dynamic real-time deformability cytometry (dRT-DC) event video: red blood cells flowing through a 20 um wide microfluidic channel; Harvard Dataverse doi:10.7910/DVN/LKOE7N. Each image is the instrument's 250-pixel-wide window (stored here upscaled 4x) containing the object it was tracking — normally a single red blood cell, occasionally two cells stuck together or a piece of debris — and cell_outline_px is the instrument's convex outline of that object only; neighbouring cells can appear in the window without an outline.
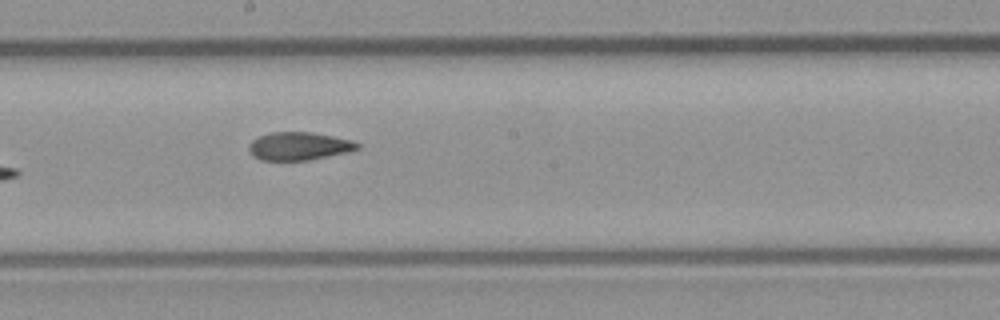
{"species": "common noctule bat (a hibernating species)", "species_latin": "Nyctalus noctula", "temperature_condition": "room temperature", "stored_images_in_passage": 10, "camera_frame_rate_fps": 3000, "um_per_image_px": 0.085, "animal": {"sex": "male", "body_mass_g": 23.1, "forearm_length_mm": 52.7}, "frame": {"image": 1, "passage_image": 9, "time_ms": 2.667, "image_size_px": [1000, 320], "cell_outline_px": [[360, 148], [348, 152], [308, 160], [260, 160], [252, 156], [248, 148], [252, 140], [260, 136], [272, 132], [308, 132], [332, 136], [352, 140], [360, 144]], "centroid_in_image_um": [25.41, 12.43], "position_along_channel_um": 222.8, "area_um2": 17.63}}
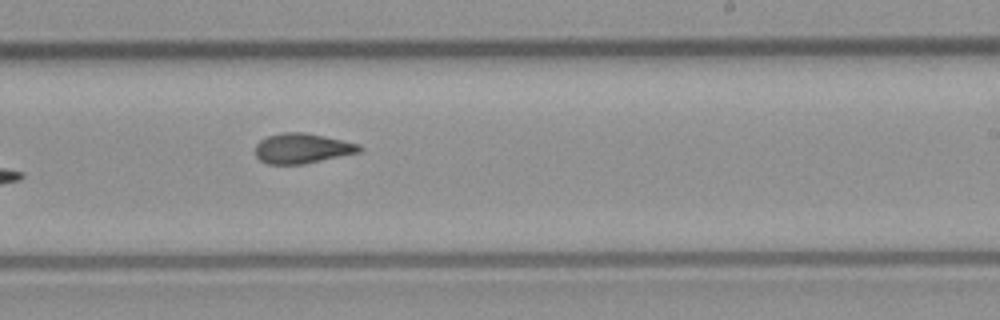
{"frame": {"image": 2, "passage_image": 10, "time_ms": 3.0, "image_size_px": [1000, 320], "cell_outline_px": [[364, 148], [360, 152], [304, 164], [268, 164], [260, 160], [256, 156], [256, 144], [260, 140], [268, 136], [284, 132], [304, 132], [324, 136], [360, 144]], "centroid_in_image_um": [25.7, 12.61], "position_along_channel_um": 263.3, "area_um2": 18.21}}